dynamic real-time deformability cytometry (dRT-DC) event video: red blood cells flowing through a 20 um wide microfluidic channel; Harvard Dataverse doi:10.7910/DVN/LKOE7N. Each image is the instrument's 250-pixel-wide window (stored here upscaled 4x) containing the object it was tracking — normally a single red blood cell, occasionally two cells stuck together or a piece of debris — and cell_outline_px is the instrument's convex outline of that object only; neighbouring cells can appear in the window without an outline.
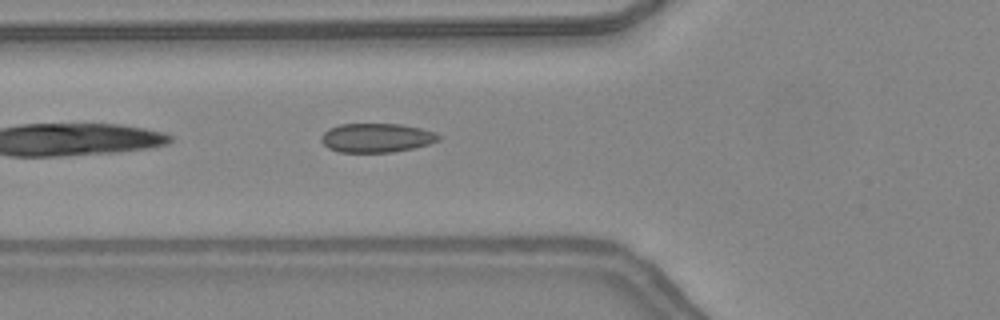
{"species": "common noctule bat (a hibernating species)", "species_latin": "Nyctalus noctula", "temperature_condition": "warm", "stored_images_in_passage": 34, "camera_frame_rate_fps": 3000, "um_per_image_px": 0.085, "animal": {"sex": "female", "body_mass_g": 24.6, "forearm_length_mm": 56.2}, "frame": {"image": 1, "passage_image": 4, "time_ms": 1.0, "image_size_px": [1000, 320], "cell_outline_px": [[440, 140], [428, 144], [412, 148], [392, 152], [340, 152], [328, 148], [320, 140], [320, 136], [328, 128], [340, 124], [400, 124], [420, 128], [432, 132], [440, 136]], "centroid_in_image_um": [31.96, 11.71], "position_along_channel_um": 93.8, "area_um2": 19.77}}
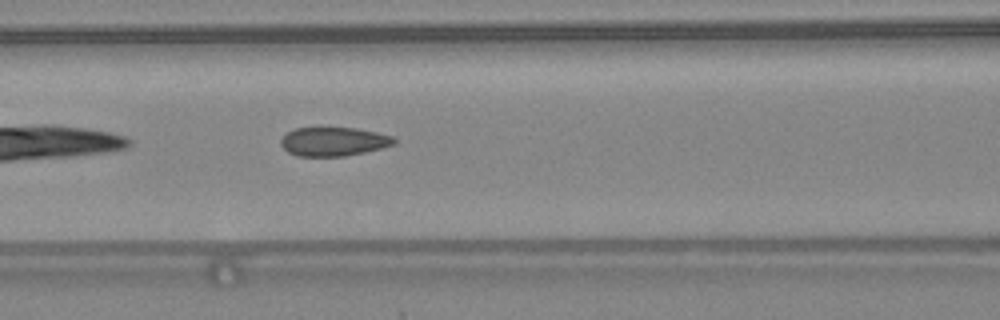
{"frame": {"image": 2, "passage_image": 7, "time_ms": 2.0, "image_size_px": [1000, 320], "cell_outline_px": [[396, 144], [364, 152], [344, 156], [296, 156], [288, 152], [280, 144], [280, 140], [288, 132], [296, 128], [356, 128], [376, 132], [392, 136], [396, 140]], "centroid_in_image_um": [28.35, 12.04], "position_along_channel_um": 138.3, "area_um2": 18.9}}
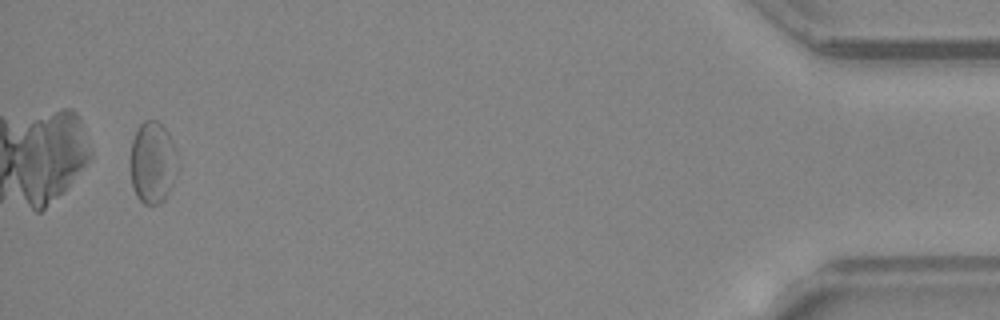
{"frame": {"image": 3, "passage_image": 32, "time_ms": 10.333, "image_size_px": [1000, 320], "cell_outline_px": [[180, 168], [164, 200], [160, 204], [144, 204], [136, 196], [132, 188], [128, 164], [128, 160], [132, 140], [140, 124], [144, 120], [156, 120], [168, 132], [176, 152], [180, 164]], "centroid_in_image_um": [12.95, 13.84], "position_along_channel_um": 422.2, "area_um2": 23.29}, "authors_computed_cell_mechanics": {"area_um2": 20.3167, "velocity_mm_per_s": 4.3765, "shape_relaxation_time_tau1_ms": null, "shape_relaxation_time_tau2_ms": 1.6448, "deformation_change_tau1": null, "deformation_change_tau2": 0.0722}}